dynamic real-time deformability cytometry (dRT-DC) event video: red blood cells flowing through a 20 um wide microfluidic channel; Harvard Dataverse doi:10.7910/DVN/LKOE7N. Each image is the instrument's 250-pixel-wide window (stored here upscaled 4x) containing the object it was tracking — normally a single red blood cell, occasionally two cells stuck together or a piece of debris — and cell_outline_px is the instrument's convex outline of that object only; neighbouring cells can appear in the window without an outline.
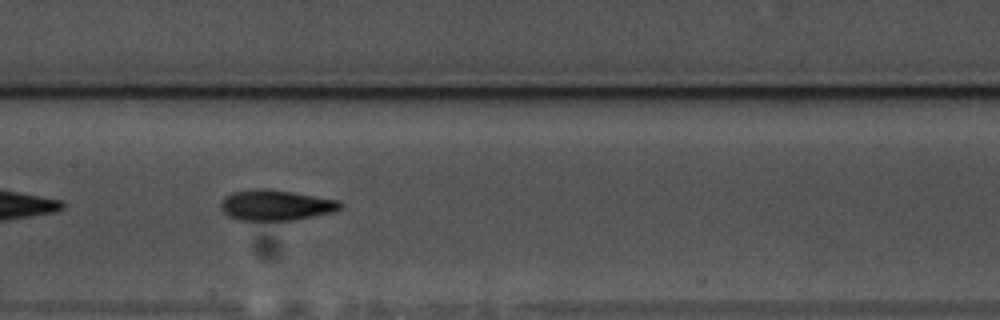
{"species": "common noctule bat (a hibernating species)", "species_latin": "Nyctalus noctula", "temperature_condition": "warm", "stored_images_in_passage": 41, "camera_frame_rate_fps": 3000, "um_per_image_px": 0.085, "animal": {"sex": "male", "body_mass_g": 17.5, "forearm_length_mm": 52.3}, "frame": {"image": 1, "passage_image": 12, "time_ms": 3.667, "image_size_px": [1000, 320], "cell_outline_px": [[344, 208], [332, 212], [292, 220], [236, 220], [228, 216], [220, 208], [220, 204], [224, 196], [232, 192], [256, 188], [268, 188], [340, 200], [344, 204]], "centroid_in_image_um": [23.44, 17.43], "position_along_channel_um": 184.0, "area_um2": 21.5}}
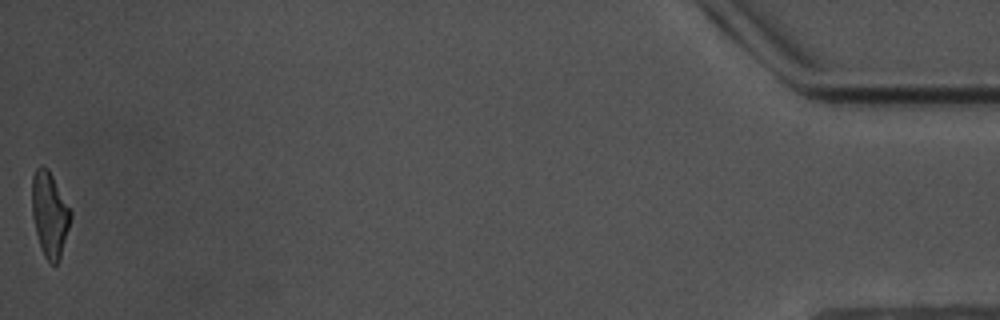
{"frame": {"image": 2, "passage_image": 41, "time_ms": 13.333, "image_size_px": [1000, 320], "cell_outline_px": [[72, 216], [60, 260], [56, 264], [52, 264], [44, 256], [40, 248], [32, 216], [32, 176], [36, 168], [40, 164], [44, 164], [48, 168], [72, 212]], "centroid_in_image_um": [4.22, 18.2], "position_along_channel_um": 431.0, "area_um2": 19.31}, "authors_computed_cell_mechanics": {"area_um2": 20.2878, "velocity_mm_per_s": 3.5362, "shape_relaxation_time_tau1_ms": 4.2206, "shape_relaxation_time_tau2_ms": 2.4633, "deformation_change_tau1": 0.1703, "deformation_change_tau2": 0.0983}}